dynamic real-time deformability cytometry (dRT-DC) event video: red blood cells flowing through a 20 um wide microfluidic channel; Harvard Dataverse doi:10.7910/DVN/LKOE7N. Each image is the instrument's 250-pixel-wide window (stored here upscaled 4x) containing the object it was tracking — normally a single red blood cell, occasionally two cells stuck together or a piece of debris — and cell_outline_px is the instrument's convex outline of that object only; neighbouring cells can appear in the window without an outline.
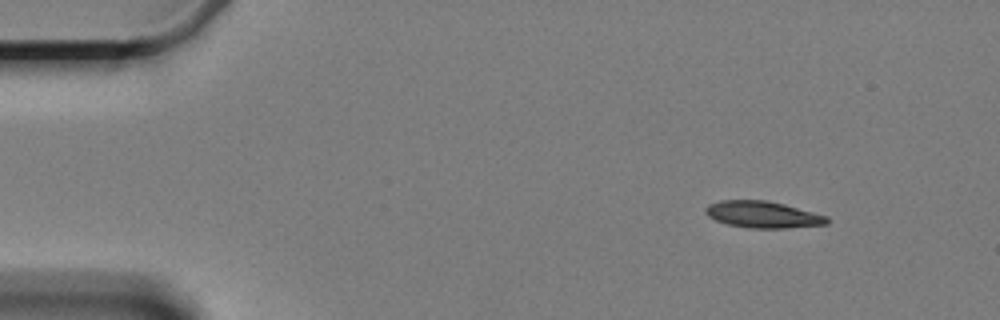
{"species": "Egyptian fruit bat (a non-hibernating species)", "species_latin": "Rousettus aegyptiacus", "temperature_condition": "cold", "stored_images_in_passage": 5, "segment_of_instrument_passage": [1, 2], "camera_frame_rate_fps": 3000, "um_per_image_px": 0.085, "animal": {"sex": "female"}, "frame": {"image": 1, "passage_image": 1, "time_ms": 0.0, "image_size_px": [1000, 320], "cell_outline_px": [[828, 224], [784, 228], [748, 228], [728, 224], [716, 220], [708, 216], [704, 212], [704, 208], [708, 204], [720, 200], [768, 200], [784, 204], [828, 216]], "centroid_in_image_um": [64.81, 18.23], "position_along_channel_um": 20.2, "area_um2": 18.9}}
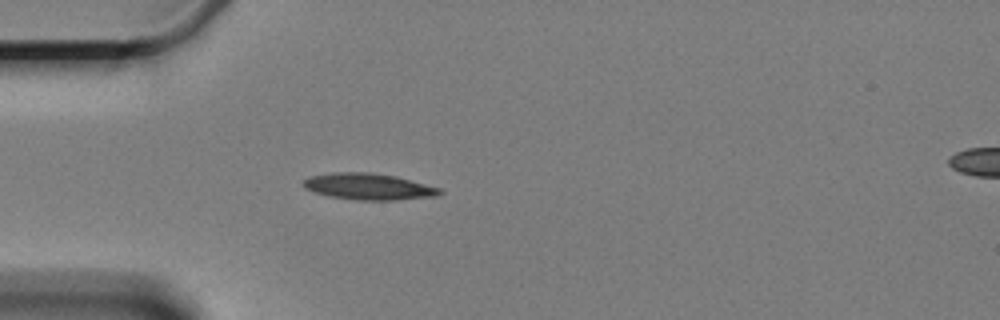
{"frame": {"image": 2, "passage_image": 4, "time_ms": 3.333, "image_size_px": [1000, 320], "cell_outline_px": [[444, 192], [436, 196], [396, 200], [356, 200], [332, 196], [316, 192], [304, 188], [304, 180], [308, 176], [332, 172], [372, 172], [396, 176], [440, 188]], "centroid_in_image_um": [31.34, 15.85], "position_along_channel_um": 53.7, "area_um2": 20.92}}